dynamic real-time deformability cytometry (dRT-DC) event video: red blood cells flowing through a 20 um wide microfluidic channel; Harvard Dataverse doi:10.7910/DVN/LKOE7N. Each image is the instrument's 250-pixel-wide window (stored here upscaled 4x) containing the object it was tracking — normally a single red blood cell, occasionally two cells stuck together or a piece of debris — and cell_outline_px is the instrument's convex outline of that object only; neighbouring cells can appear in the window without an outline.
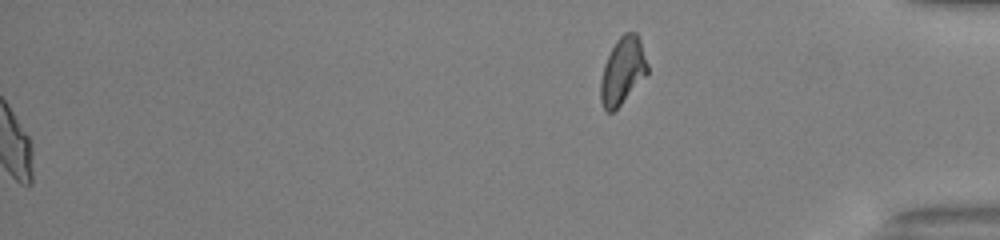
{"species": "common noctule bat (a hibernating species)", "species_latin": "Nyctalus noctula", "temperature_condition": "warm", "stored_images_in_passage": 44, "segment_of_instrument_passage": [2, 2], "camera_frame_rate_fps": 3000, "um_per_image_px": 0.085, "animal": {"sex": "male", "body_mass_g": 13.0, "forearm_length_mm": 53.1}, "frame": {"image": 1, "passage_image": 44, "time_ms": 14.333, "image_size_px": [1000, 240], "cell_outline_px": [[648, 72], [620, 104], [612, 112], [608, 112], [604, 108], [600, 100], [600, 80], [604, 64], [616, 40], [624, 32], [636, 32], [640, 40], [648, 64]], "centroid_in_image_um": [52.91, 5.99], "position_along_channel_um": 382.3, "area_um2": 17.98}}